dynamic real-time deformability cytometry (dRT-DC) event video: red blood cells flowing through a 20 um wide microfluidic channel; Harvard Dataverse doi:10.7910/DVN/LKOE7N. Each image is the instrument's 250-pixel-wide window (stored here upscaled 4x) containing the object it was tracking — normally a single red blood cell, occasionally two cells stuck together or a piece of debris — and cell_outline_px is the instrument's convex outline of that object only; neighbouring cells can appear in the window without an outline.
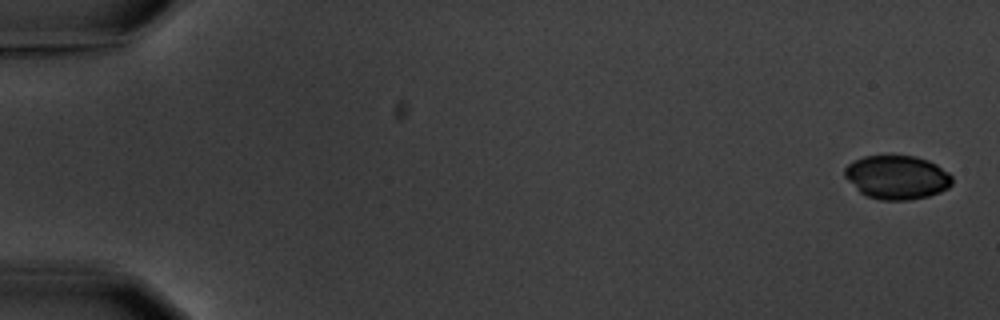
{"species": "common noctule bat (a hibernating species)", "species_latin": "Nyctalus noctula", "temperature_condition": "warm", "stored_images_in_passage": 10, "camera_frame_rate_fps": 3000, "um_per_image_px": 0.085, "animal": {"sex": "male", "body_mass_g": 20.1, "forearm_length_mm": 53.5}, "frame": {"image": 1, "passage_image": 1, "time_ms": 0.0, "image_size_px": [1000, 320], "cell_outline_px": [[952, 184], [948, 188], [940, 192], [928, 196], [908, 200], [880, 200], [868, 196], [860, 192], [844, 176], [844, 168], [848, 164], [864, 156], [888, 152], [892, 152], [916, 156], [928, 160], [936, 164], [948, 172], [952, 176]], "centroid_in_image_um": [76.24, 15.01], "position_along_channel_um": 8.8, "area_um2": 28.15}}
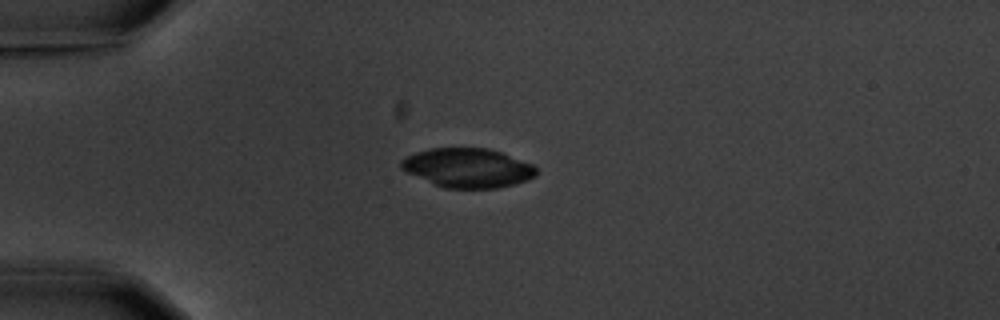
{"frame": {"image": 2, "passage_image": 5, "time_ms": 4.667, "image_size_px": [1000, 320], "cell_outline_px": [[536, 176], [528, 180], [496, 188], [444, 188], [408, 172], [400, 168], [400, 160], [416, 152], [428, 148], [488, 148], [500, 152], [532, 164], [536, 168]], "centroid_in_image_um": [39.76, 14.26], "position_along_channel_um": 45.2, "area_um2": 30.58}}